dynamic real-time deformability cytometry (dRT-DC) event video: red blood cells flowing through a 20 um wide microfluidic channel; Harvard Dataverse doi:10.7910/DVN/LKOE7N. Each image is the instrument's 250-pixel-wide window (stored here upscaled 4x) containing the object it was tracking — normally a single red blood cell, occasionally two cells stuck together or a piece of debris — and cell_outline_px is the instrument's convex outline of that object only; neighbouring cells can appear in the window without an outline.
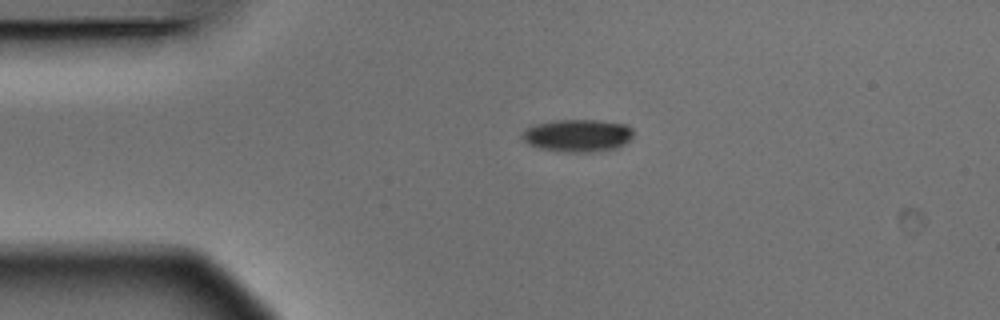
{"species": "Egyptian fruit bat (a non-hibernating species)", "species_latin": "Rousettus aegyptiacus", "temperature_condition": "warm", "stored_images_in_passage": 2, "camera_frame_rate_fps": 3000, "um_per_image_px": 0.085, "animal": {"sex": "male"}, "frame": {"image": 1, "passage_image": 1, "time_ms": 0.0, "image_size_px": [1000, 320], "cell_outline_px": [[632, 136], [624, 144], [616, 148], [592, 152], [560, 152], [540, 148], [528, 144], [520, 136], [528, 128], [536, 124], [556, 120], [600, 120], [628, 124], [632, 128]], "centroid_in_image_um": [49.12, 11.52], "position_along_channel_um": 35.9, "area_um2": 21.1}}